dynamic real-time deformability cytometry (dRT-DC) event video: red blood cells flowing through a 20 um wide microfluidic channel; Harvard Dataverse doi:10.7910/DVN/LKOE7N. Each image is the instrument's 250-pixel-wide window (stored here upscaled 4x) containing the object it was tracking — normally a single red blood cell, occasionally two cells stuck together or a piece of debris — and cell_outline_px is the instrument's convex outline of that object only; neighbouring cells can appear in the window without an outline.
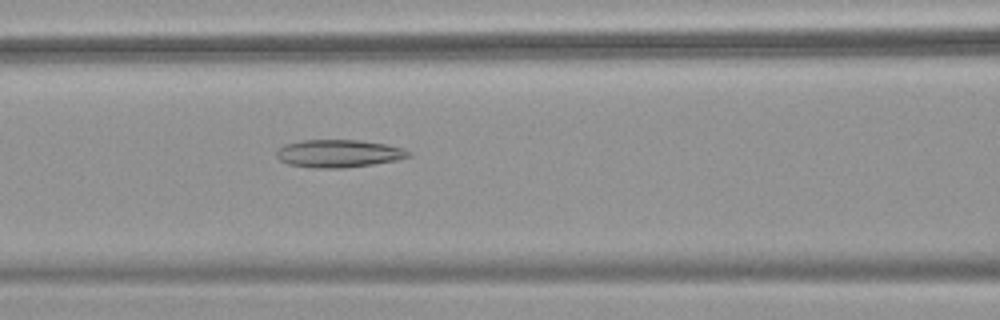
{"species": "common noctule bat (a hibernating species)", "species_latin": "Nyctalus noctula", "temperature_condition": "warm", "stored_images_in_passage": 47, "camera_frame_rate_fps": 3000, "um_per_image_px": 0.085, "animal": {"sex": "female", "body_mass_g": 18.4}, "frame": {"image": 1, "passage_image": 23, "time_ms": 7.333, "image_size_px": [1000, 320], "cell_outline_px": [[412, 156], [396, 160], [372, 164], [344, 168], [312, 168], [288, 164], [280, 160], [276, 156], [276, 148], [284, 144], [300, 140], [360, 140], [388, 144], [404, 148], [412, 152]], "centroid_in_image_um": [28.78, 13.04], "position_along_channel_um": 137.8, "area_um2": 21.68}}
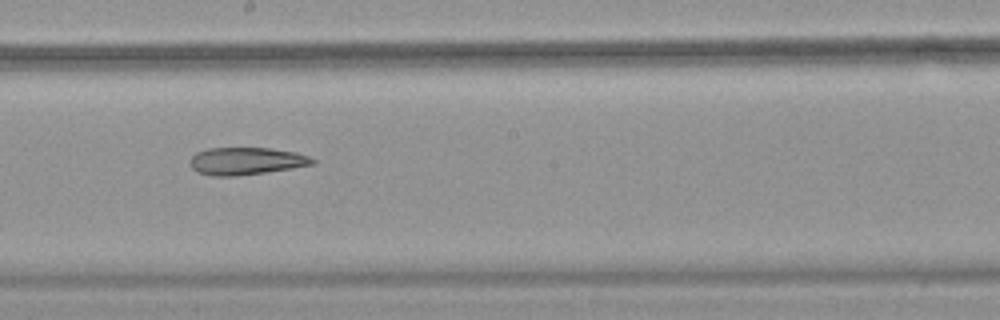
{"frame": {"image": 2, "passage_image": 30, "time_ms": 9.667, "image_size_px": [1000, 320], "cell_outline_px": [[316, 164], [292, 168], [236, 176], [212, 176], [196, 172], [192, 168], [192, 156], [196, 152], [208, 148], [268, 148], [296, 152], [308, 156], [316, 160]], "centroid_in_image_um": [20.94, 13.69], "position_along_channel_um": 227.3, "area_um2": 19.48}}
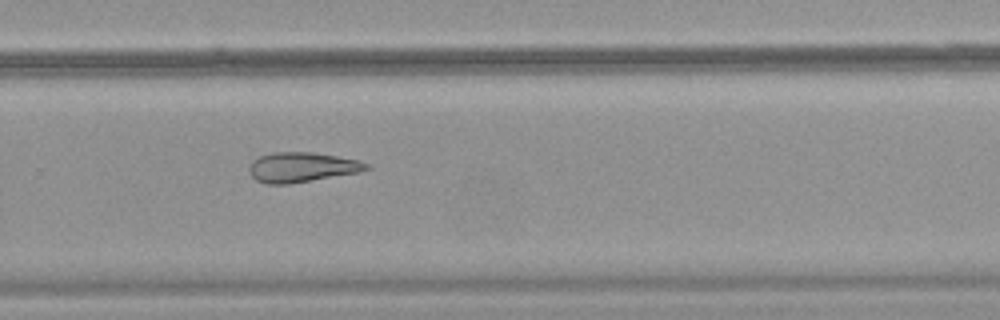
{"frame": {"image": 3, "passage_image": 36, "time_ms": 11.667, "image_size_px": [1000, 320], "cell_outline_px": [[372, 168], [360, 172], [288, 184], [264, 184], [256, 180], [252, 176], [248, 168], [252, 160], [260, 156], [272, 152], [312, 152], [360, 160], [368, 164]], "centroid_in_image_um": [25.65, 14.21], "position_along_channel_um": 304.1, "area_um2": 20.46}}